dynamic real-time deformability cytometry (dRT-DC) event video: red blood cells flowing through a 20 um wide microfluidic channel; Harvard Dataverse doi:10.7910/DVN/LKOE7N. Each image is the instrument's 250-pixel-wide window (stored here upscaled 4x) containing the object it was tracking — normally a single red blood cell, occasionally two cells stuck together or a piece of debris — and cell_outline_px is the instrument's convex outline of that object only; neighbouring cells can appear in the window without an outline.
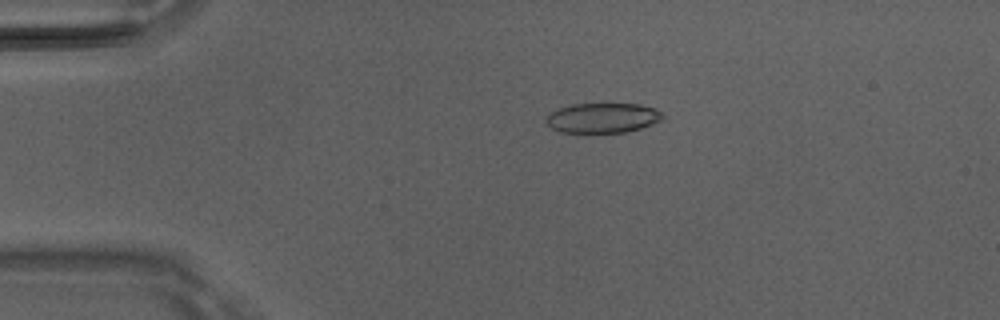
{"species": "Egyptian fruit bat (a non-hibernating species)", "species_latin": "Rousettus aegyptiacus", "temperature_condition": "room temperature", "stored_images_in_passage": 2, "camera_frame_rate_fps": 3000, "um_per_image_px": 0.085, "animal": {"sex": "male"}, "frame": {"image": 1, "passage_image": 1, "time_ms": 0.0, "image_size_px": [1000, 320], "cell_outline_px": [[664, 116], [660, 120], [652, 124], [640, 128], [624, 132], [560, 132], [552, 128], [544, 120], [544, 116], [560, 108], [572, 104], [640, 104], [656, 108], [664, 112]], "centroid_in_image_um": [51.23, 10.01], "position_along_channel_um": 33.8, "area_um2": 20.29}}